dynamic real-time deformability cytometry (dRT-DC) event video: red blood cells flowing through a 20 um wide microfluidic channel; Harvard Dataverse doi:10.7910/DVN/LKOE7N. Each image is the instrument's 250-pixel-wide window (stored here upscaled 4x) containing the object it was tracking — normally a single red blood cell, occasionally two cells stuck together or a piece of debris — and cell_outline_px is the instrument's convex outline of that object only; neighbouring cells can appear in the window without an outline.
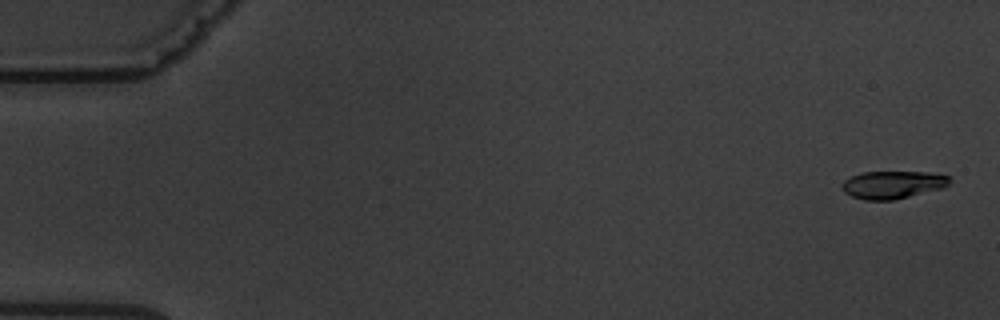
{"species": "common noctule bat (a hibernating species)", "species_latin": "Nyctalus noctula", "temperature_condition": "warm", "stored_images_in_passage": 5, "camera_frame_rate_fps": 3000, "um_per_image_px": 0.085, "animal": {"sex": "male", "body_mass_g": 19.5, "forearm_length_mm": 54.6}, "frame": {"image": 1, "passage_image": 1, "time_ms": 0.0, "image_size_px": [1000, 320], "cell_outline_px": [[952, 180], [944, 188], [892, 200], [864, 200], [852, 196], [844, 192], [840, 188], [840, 184], [844, 180], [852, 176], [864, 172], [928, 172], [948, 176]], "centroid_in_image_um": [75.86, 15.7], "position_along_channel_um": 9.1, "area_um2": 17.4}}
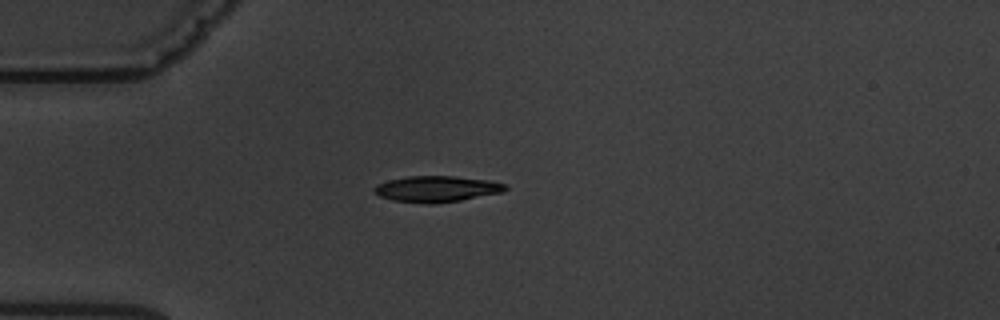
{"frame": {"image": 2, "passage_image": 5, "time_ms": 4.667, "image_size_px": [1000, 320], "cell_outline_px": [[508, 188], [504, 192], [460, 200], [432, 204], [424, 204], [392, 200], [380, 196], [372, 192], [372, 188], [376, 184], [388, 180], [408, 176], [456, 176], [488, 180], [508, 184]], "centroid_in_image_um": [37.1, 16.06], "position_along_channel_um": 47.9, "area_um2": 20.17}}